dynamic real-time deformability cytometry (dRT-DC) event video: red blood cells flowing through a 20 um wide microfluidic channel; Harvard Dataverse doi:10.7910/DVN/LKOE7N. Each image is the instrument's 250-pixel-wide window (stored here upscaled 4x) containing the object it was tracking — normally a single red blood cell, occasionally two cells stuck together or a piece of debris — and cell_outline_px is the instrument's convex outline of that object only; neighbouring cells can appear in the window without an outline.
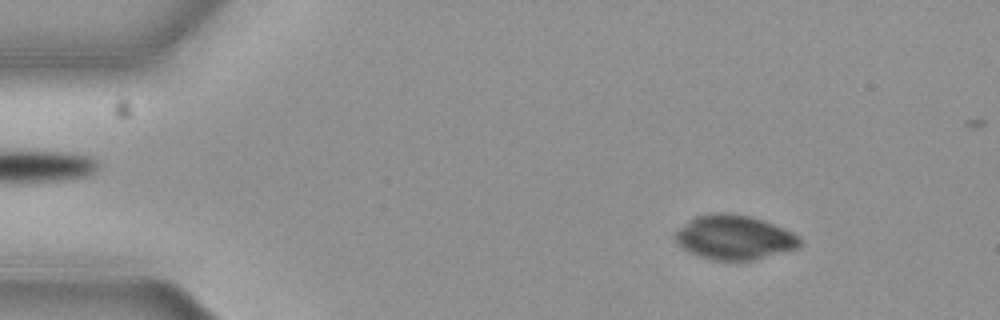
{"species": "common noctule bat (a hibernating species)", "species_latin": "Nyctalus noctula", "temperature_condition": "cold", "stored_images_in_passage": 52, "camera_frame_rate_fps": 3000, "um_per_image_px": 0.085, "animal": {"sex": "female", "body_mass_g": 19.3, "forearm_length_mm": 54.1}, "frame": {"image": 1, "passage_image": 7, "time_ms": 2.0, "image_size_px": [1000, 320], "cell_outline_px": [[804, 244], [800, 248], [752, 260], [712, 260], [696, 256], [688, 252], [676, 244], [676, 232], [688, 220], [696, 216], [712, 212], [728, 212], [752, 216], [764, 220], [784, 228], [800, 236]], "centroid_in_image_um": [62.44, 20.17], "position_along_channel_um": 22.6, "area_um2": 32.77}}
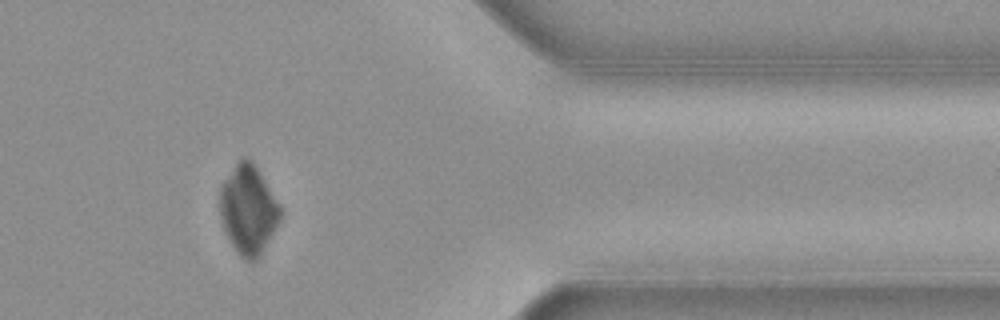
{"frame": {"image": 2, "passage_image": 46, "time_ms": 15.0, "image_size_px": [1000, 320], "cell_outline_px": [[280, 220], [260, 256], [256, 260], [244, 260], [236, 252], [224, 232], [220, 216], [220, 188], [224, 180], [236, 164], [244, 156], [252, 160], [260, 172], [280, 204]], "centroid_in_image_um": [21.09, 17.84], "position_along_channel_um": 390.3, "area_um2": 31.27}}